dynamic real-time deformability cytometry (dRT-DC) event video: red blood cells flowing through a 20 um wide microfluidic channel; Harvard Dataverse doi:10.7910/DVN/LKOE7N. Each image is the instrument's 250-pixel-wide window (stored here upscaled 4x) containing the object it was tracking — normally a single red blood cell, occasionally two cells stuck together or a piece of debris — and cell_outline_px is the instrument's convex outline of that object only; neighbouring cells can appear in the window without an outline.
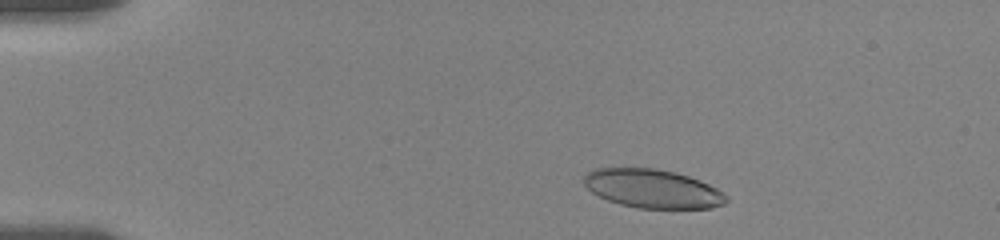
{"species": "human", "species_latin": "Homo sapiens", "temperature_condition": "room temperature", "stored_images_in_passage": 19, "camera_frame_rate_fps": 3000, "um_per_image_px": 0.085, "donor": {"sex": "female"}, "frame": {"image": 1, "passage_image": 5, "time_ms": 1.333, "image_size_px": [1000, 240], "cell_outline_px": [[728, 200], [724, 204], [712, 208], [636, 208], [620, 204], [608, 200], [592, 192], [584, 184], [584, 176], [588, 172], [596, 168], [656, 168], [676, 172], [700, 180], [724, 192], [728, 196]], "centroid_in_image_um": [55.5, 16.04], "position_along_channel_um": 29.5, "area_um2": 32.14}}
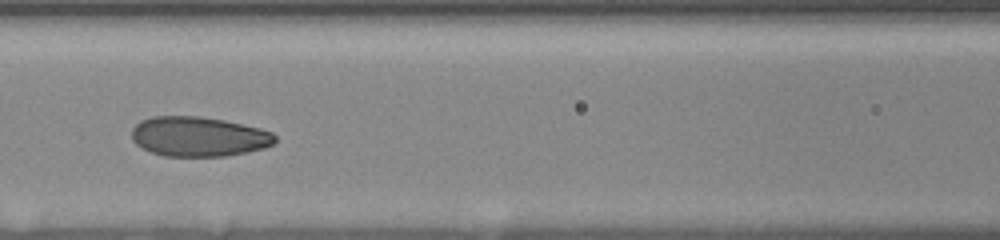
{"frame": {"image": 2, "passage_image": 16, "time_ms": 6.667, "image_size_px": [1000, 240], "cell_outline_px": [[276, 140], [272, 144], [264, 148], [224, 156], [164, 156], [140, 148], [132, 140], [132, 128], [140, 120], [152, 116], [200, 116], [224, 120], [260, 128], [272, 132], [276, 136]], "centroid_in_image_um": [16.85, 11.6], "position_along_channel_um": 149.8, "area_um2": 33.29}}
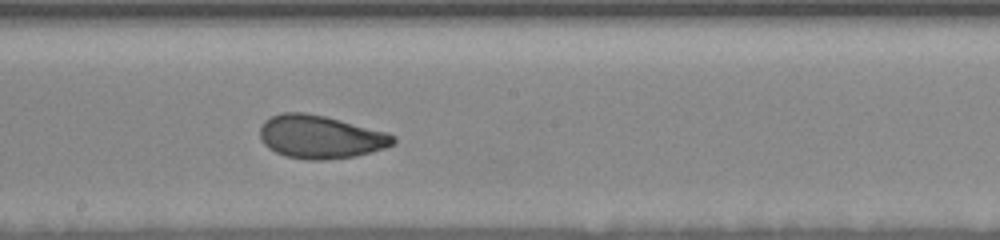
{"frame": {"image": 3, "passage_image": 19, "time_ms": 8.667, "image_size_px": [1000, 240], "cell_outline_px": [[396, 144], [384, 148], [356, 156], [324, 160], [308, 160], [284, 156], [268, 148], [264, 144], [260, 136], [260, 128], [264, 120], [272, 116], [284, 112], [304, 112], [324, 116], [388, 132], [396, 136]], "centroid_in_image_um": [27.25, 11.64], "position_along_channel_um": 221.0, "area_um2": 33.64}}